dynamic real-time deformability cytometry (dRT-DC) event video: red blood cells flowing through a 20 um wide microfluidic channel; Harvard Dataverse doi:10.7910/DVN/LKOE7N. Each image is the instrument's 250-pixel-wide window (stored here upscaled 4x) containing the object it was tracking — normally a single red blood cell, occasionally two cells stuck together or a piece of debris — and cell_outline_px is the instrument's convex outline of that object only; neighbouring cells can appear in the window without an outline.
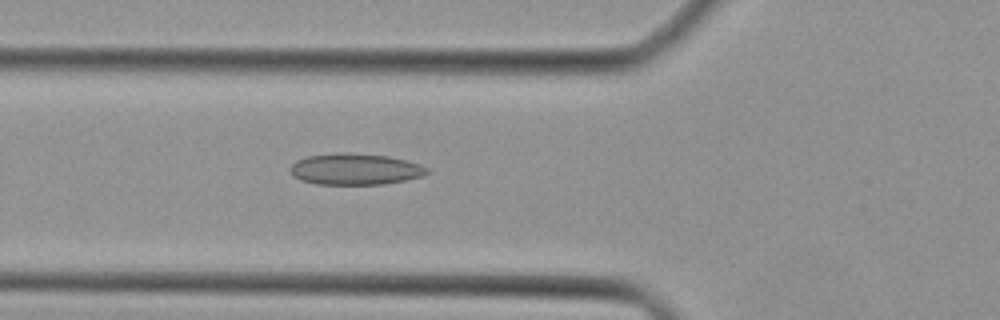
{"species": "Egyptian fruit bat (a non-hibernating species)", "species_latin": "Rousettus aegyptiacus", "temperature_condition": "cold", "stored_images_in_passage": 44, "camera_frame_rate_fps": 3000, "um_per_image_px": 0.085, "animal": {"sex": "female"}, "frame": {"image": 1, "passage_image": 16, "time_ms": 5.0, "image_size_px": [1000, 320], "cell_outline_px": [[428, 172], [424, 176], [384, 184], [316, 184], [300, 180], [292, 176], [288, 168], [296, 160], [308, 156], [348, 152], [388, 156], [420, 164], [428, 168]], "centroid_in_image_um": [30.16, 14.38], "position_along_channel_um": 95.6, "area_um2": 24.97}}
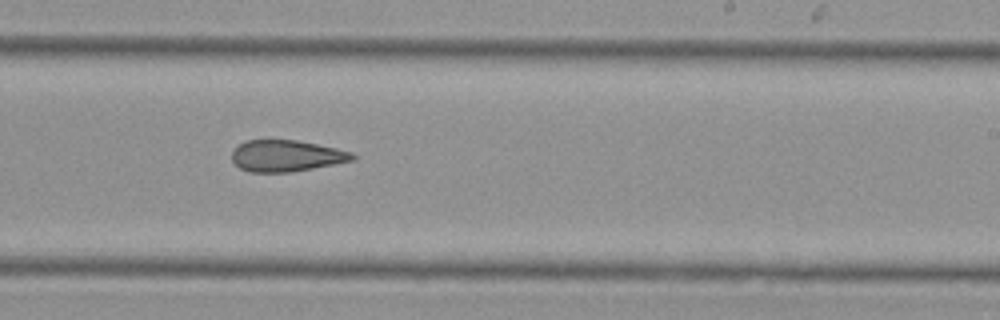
{"frame": {"image": 2, "passage_image": 27, "time_ms": 8.667, "image_size_px": [1000, 320], "cell_outline_px": [[356, 160], [292, 172], [248, 172], [240, 168], [232, 160], [232, 152], [244, 140], [296, 140], [336, 148], [352, 152], [356, 156]], "centroid_in_image_um": [24.35, 13.25], "position_along_channel_um": 264.6, "area_um2": 22.08}}
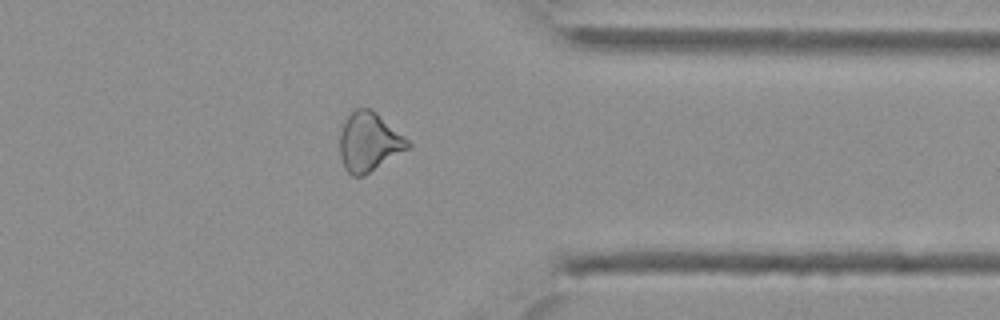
{"frame": {"image": 3, "passage_image": 35, "time_ms": 11.333, "image_size_px": [1000, 320], "cell_outline_px": [[412, 148], [364, 176], [352, 176], [344, 168], [340, 156], [340, 132], [344, 120], [356, 108], [372, 108], [404, 136], [412, 144]], "centroid_in_image_um": [31.39, 12.08], "position_along_channel_um": 380.0, "area_um2": 23.76}}